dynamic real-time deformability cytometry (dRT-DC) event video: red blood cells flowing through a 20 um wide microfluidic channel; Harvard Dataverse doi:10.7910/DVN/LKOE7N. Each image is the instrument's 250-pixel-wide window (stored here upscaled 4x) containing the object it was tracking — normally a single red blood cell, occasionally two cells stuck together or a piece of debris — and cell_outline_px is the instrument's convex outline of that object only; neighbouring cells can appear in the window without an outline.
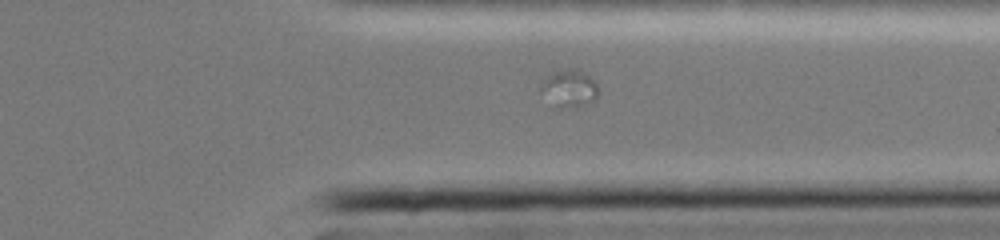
{"species": "common noctule bat (a hibernating species)", "species_latin": "Nyctalus noctula", "temperature_condition": "cold", "stored_images_in_passage": 31, "camera_frame_rate_fps": 3000, "um_per_image_px": 0.085, "animal": {"sex": "female", "body_mass_g": 19.0, "forearm_length_mm": 51.5}, "frame": {"image": 1, "passage_image": 25, "time_ms": 8.0, "image_size_px": [1000, 240], "cell_outline_px": [[600, 92], [596, 100], [584, 104], [552, 108], [540, 88], [540, 84], [552, 72], [564, 68], [572, 68], [584, 72], [596, 84]], "centroid_in_image_um": [48.37, 7.5], "position_along_channel_um": 363.0, "area_um2": 12.48}}
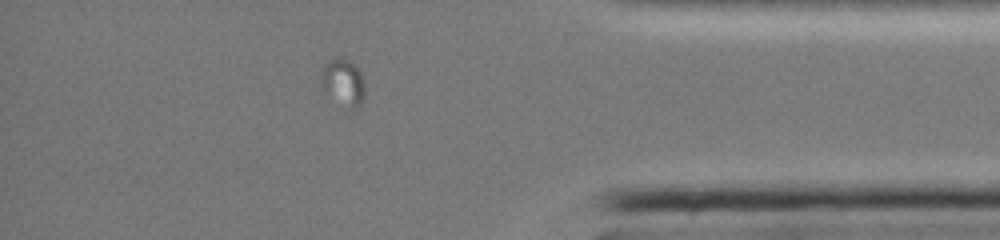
{"frame": {"image": 2, "passage_image": 30, "time_ms": 9.667, "image_size_px": [1000, 240], "cell_outline_px": [[364, 96], [360, 108], [352, 108], [324, 92], [320, 84], [320, 72], [324, 64], [328, 60], [336, 56], [344, 56], [360, 72], [364, 84]], "centroid_in_image_um": [29.13, 6.94], "position_along_channel_um": 406.1, "area_um2": 11.96}}